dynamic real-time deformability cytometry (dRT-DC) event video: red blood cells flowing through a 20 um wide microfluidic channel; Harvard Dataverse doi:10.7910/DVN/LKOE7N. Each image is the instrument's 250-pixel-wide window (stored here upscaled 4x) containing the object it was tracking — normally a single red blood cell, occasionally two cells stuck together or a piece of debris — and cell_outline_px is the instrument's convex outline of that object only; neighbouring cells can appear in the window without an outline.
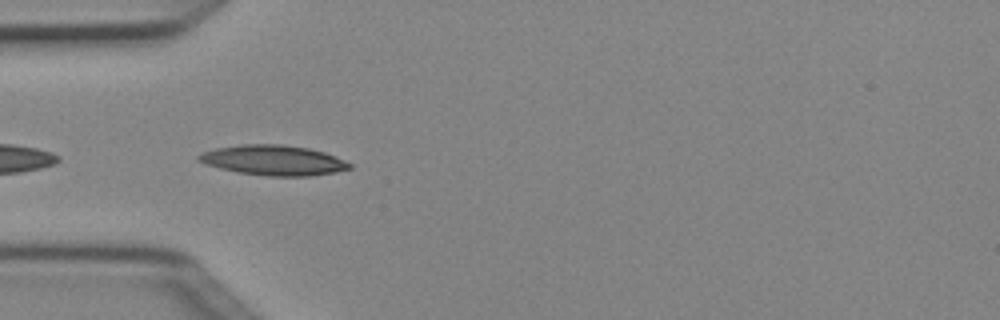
{"species": "Egyptian fruit bat (a non-hibernating species)", "species_latin": "Rousettus aegyptiacus", "temperature_condition": "cold", "stored_images_in_passage": 5, "camera_frame_rate_fps": 3000, "um_per_image_px": 0.085, "animal": {"sex": "female"}, "frame": {"image": 1, "passage_image": 4, "time_ms": 1.0, "image_size_px": [1000, 320], "cell_outline_px": [[352, 168], [336, 172], [308, 176], [268, 176], [236, 172], [204, 164], [196, 160], [196, 156], [204, 152], [216, 148], [244, 144], [280, 144], [308, 148], [324, 152], [336, 156], [352, 164]], "centroid_in_image_um": [23.24, 13.62], "position_along_channel_um": 61.8, "area_um2": 26.53}}
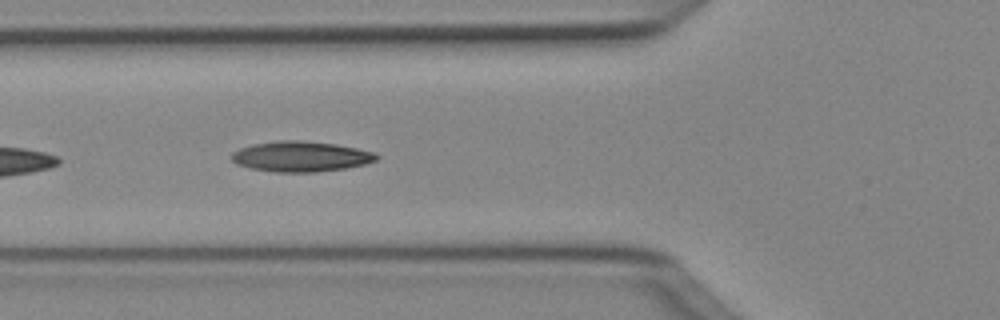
{"frame": {"image": 2, "passage_image": 5, "time_ms": 1.333, "image_size_px": [1000, 320], "cell_outline_px": [[380, 156], [376, 160], [364, 164], [344, 168], [316, 172], [272, 172], [252, 168], [236, 164], [232, 160], [232, 152], [240, 148], [252, 144], [276, 140], [304, 140], [336, 144], [376, 152]], "centroid_in_image_um": [25.57, 13.29], "position_along_channel_um": 100.2, "area_um2": 25.78}}